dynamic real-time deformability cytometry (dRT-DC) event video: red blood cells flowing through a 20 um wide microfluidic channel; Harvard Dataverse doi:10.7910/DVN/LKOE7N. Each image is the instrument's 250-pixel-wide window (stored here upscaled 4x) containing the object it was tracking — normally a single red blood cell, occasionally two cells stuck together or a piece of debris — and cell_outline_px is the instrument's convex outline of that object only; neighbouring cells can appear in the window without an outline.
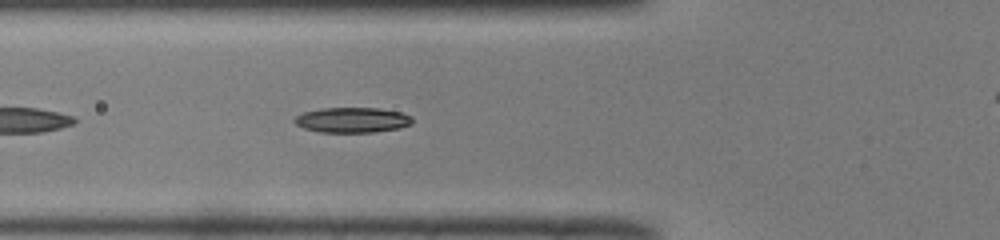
{"species": "common noctule bat (a hibernating species)", "species_latin": "Nyctalus noctula", "temperature_condition": "room temperature", "stored_images_in_passage": 32, "camera_frame_rate_fps": 3000, "um_per_image_px": 0.085, "animal": {"sex": "male", "body_mass_g": 19.0, "forearm_length_mm": 50.8}, "frame": {"image": 1, "passage_image": 6, "time_ms": 1.667, "image_size_px": [1000, 240], "cell_outline_px": [[412, 124], [400, 128], [372, 132], [320, 132], [304, 128], [296, 124], [292, 120], [296, 116], [304, 112], [324, 108], [380, 108], [400, 112], [412, 116]], "centroid_in_image_um": [29.96, 10.2], "position_along_channel_um": 95.8, "area_um2": 17.28}}
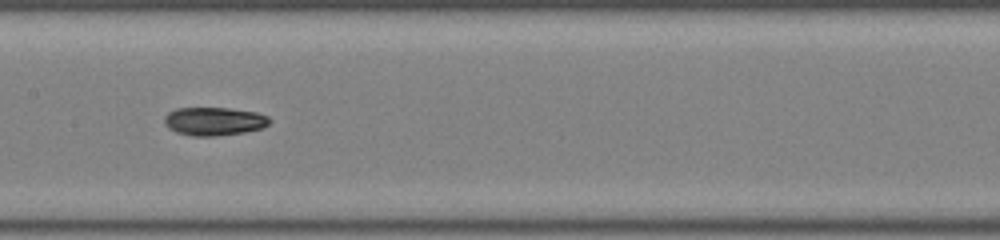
{"frame": {"image": 2, "passage_image": 13, "time_ms": 4.0, "image_size_px": [1000, 240], "cell_outline_px": [[272, 120], [268, 124], [260, 128], [244, 132], [216, 136], [192, 136], [176, 132], [168, 128], [164, 124], [164, 116], [168, 112], [176, 108], [228, 108], [256, 112], [268, 116]], "centroid_in_image_um": [18.17, 10.31], "position_along_channel_um": 189.2, "area_um2": 17.4}}
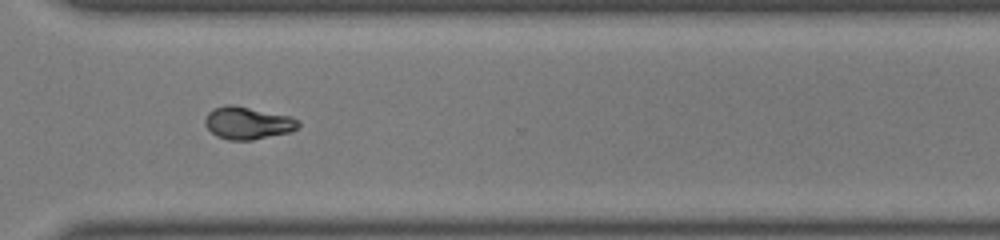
{"frame": {"image": 3, "passage_image": 25, "time_ms": 8.0, "image_size_px": [1000, 240], "cell_outline_px": [[300, 124], [292, 132], [252, 140], [228, 140], [216, 136], [204, 124], [204, 120], [208, 112], [212, 108], [228, 104], [232, 104], [292, 116], [300, 120]], "centroid_in_image_um": [21.06, 10.45], "position_along_channel_um": 349.5, "area_um2": 17.92}, "authors_computed_cell_mechanics": {"area_um2": 17.1955, "velocity_mm_per_s": 4.0009, "shape_relaxation_time_tau1_ms": null, "shape_relaxation_time_tau2_ms": 3.4905, "deformation_change_tau1": null, "deformation_change_tau2": 0.0816}}